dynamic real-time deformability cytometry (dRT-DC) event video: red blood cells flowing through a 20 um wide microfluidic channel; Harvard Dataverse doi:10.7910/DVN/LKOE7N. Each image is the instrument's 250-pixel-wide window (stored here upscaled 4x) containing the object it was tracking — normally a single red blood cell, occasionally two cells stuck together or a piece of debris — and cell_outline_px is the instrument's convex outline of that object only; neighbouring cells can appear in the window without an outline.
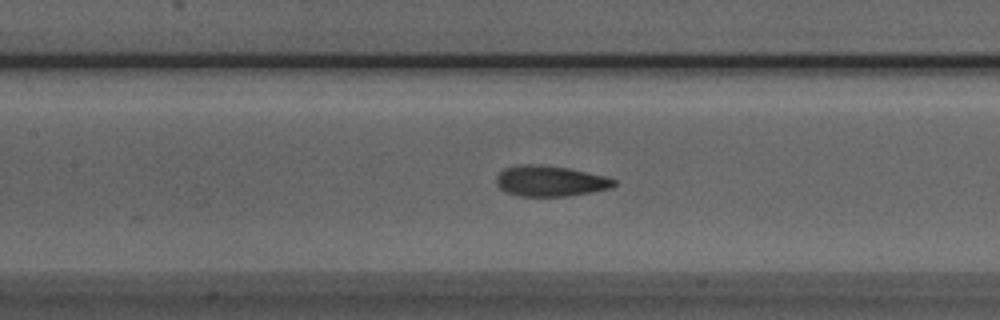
{"species": "Egyptian fruit bat (a non-hibernating species)", "species_latin": "Rousettus aegyptiacus", "temperature_condition": "room temperature", "stored_images_in_passage": 41, "camera_frame_rate_fps": 3000, "um_per_image_px": 0.085, "animal": {"sex": "male"}, "frame": {"image": 1, "passage_image": 22, "time_ms": 7.0, "image_size_px": [1000, 320], "cell_outline_px": [[616, 184], [612, 188], [592, 192], [564, 196], [520, 196], [504, 192], [496, 184], [496, 176], [504, 168], [520, 164], [540, 164], [568, 168], [604, 176], [616, 180]], "centroid_in_image_um": [46.74, 15.38], "position_along_channel_um": 160.7, "area_um2": 21.1}}
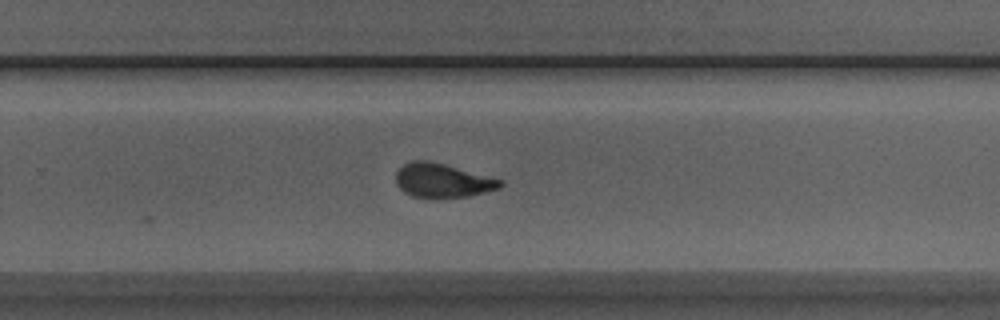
{"frame": {"image": 2, "passage_image": 32, "time_ms": 10.333, "image_size_px": [1000, 320], "cell_outline_px": [[504, 184], [500, 188], [468, 196], [440, 200], [412, 196], [404, 192], [396, 184], [396, 172], [404, 164], [412, 160], [428, 160], [444, 164], [504, 180]], "centroid_in_image_um": [37.61, 15.37], "position_along_channel_um": 292.2, "area_um2": 21.1}}
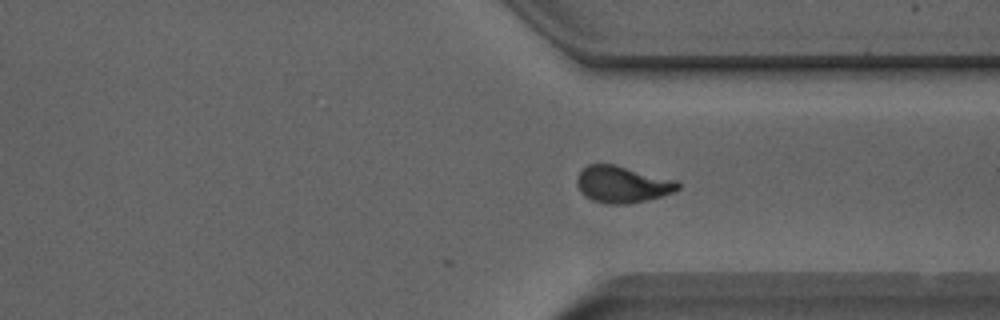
{"frame": {"image": 3, "passage_image": 37, "time_ms": 12.0, "image_size_px": [1000, 320], "cell_outline_px": [[680, 188], [672, 192], [648, 200], [628, 204], [608, 204], [592, 200], [584, 196], [580, 192], [576, 184], [576, 180], [580, 172], [588, 164], [612, 164], [676, 180], [680, 184]], "centroid_in_image_um": [52.87, 15.68], "position_along_channel_um": 358.5, "area_um2": 21.44}, "authors_computed_cell_mechanics": {"area_um2": 21.2126, "velocity_mm_per_s": 3.9645, "shape_relaxation_time_tau1_ms": 6.0407, "shape_relaxation_time_tau2_ms": 1.1587, "deformation_change_tau1": 0.2039, "deformation_change_tau2": 0.0696}}